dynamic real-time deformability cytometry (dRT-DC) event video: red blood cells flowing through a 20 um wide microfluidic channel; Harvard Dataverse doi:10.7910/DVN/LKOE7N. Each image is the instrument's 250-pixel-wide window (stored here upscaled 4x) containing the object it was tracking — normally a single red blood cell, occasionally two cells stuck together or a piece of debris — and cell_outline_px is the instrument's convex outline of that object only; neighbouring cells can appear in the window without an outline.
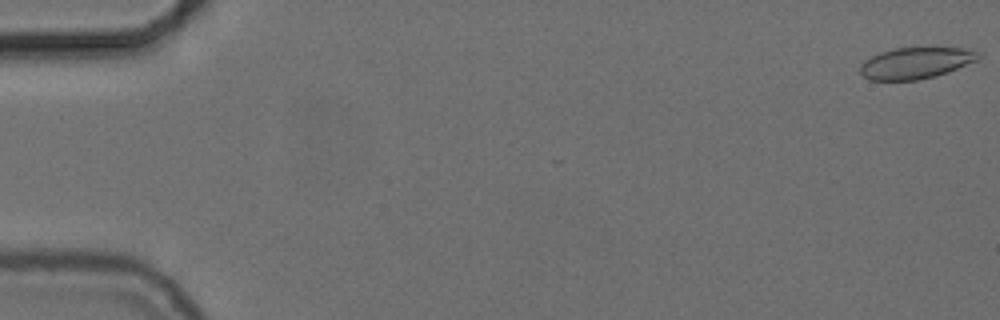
{"species": "common noctule bat (a hibernating species)", "species_latin": "Nyctalus noctula", "temperature_condition": "cold", "stored_images_in_passage": 56, "camera_frame_rate_fps": 3000, "um_per_image_px": 0.085, "animal": {"sex": "female", "body_mass_g": 24.6, "forearm_length_mm": 56.2}, "frame": {"image": 1, "passage_image": 1, "time_ms": 0.0, "image_size_px": [1000, 320], "cell_outline_px": [[980, 56], [976, 60], [936, 76], [916, 80], [868, 80], [860, 72], [860, 64], [864, 60], [880, 52], [892, 48], [972, 48], [980, 52]], "centroid_in_image_um": [77.81, 5.35], "position_along_channel_um": 7.2, "area_um2": 21.5}}
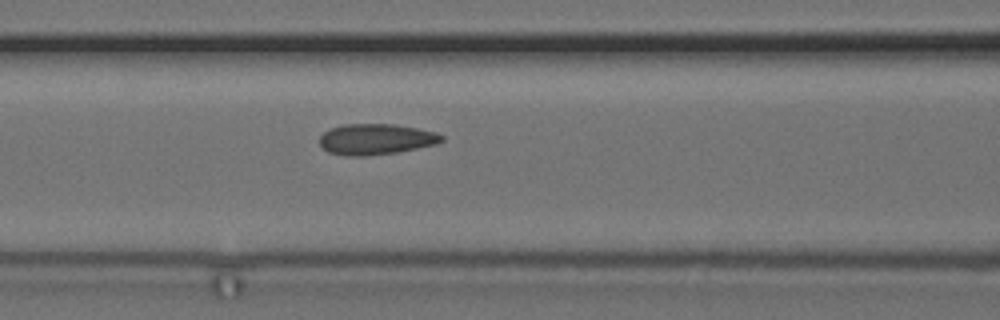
{"frame": {"image": 2, "passage_image": 24, "time_ms": 7.667, "image_size_px": [1000, 320], "cell_outline_px": [[444, 140], [436, 144], [400, 152], [364, 156], [348, 156], [328, 152], [320, 144], [320, 136], [324, 132], [332, 128], [344, 124], [392, 124], [416, 128], [436, 132], [444, 136]], "centroid_in_image_um": [31.97, 11.84], "position_along_channel_um": 134.6, "area_um2": 21.91}}
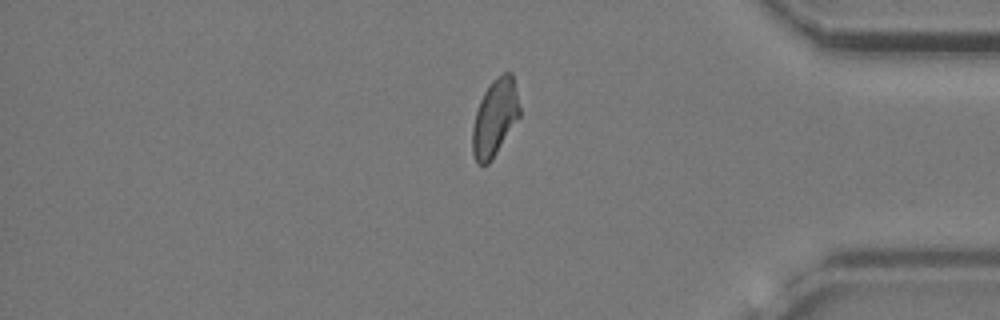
{"frame": {"image": 3, "passage_image": 47, "time_ms": 15.333, "image_size_px": [1000, 320], "cell_outline_px": [[520, 116], [492, 160], [488, 164], [476, 164], [472, 152], [472, 128], [476, 112], [480, 100], [484, 92], [492, 80], [496, 76], [504, 72], [512, 72], [520, 108]], "centroid_in_image_um": [42.06, 10.01], "position_along_channel_um": 393.1, "area_um2": 21.21}, "authors_computed_cell_mechanics": {"area_um2": 21.7039, "velocity_mm_per_s": 3.7006, "shape_relaxation_time_tau1_ms": null, "shape_relaxation_time_tau2_ms": 1.6006, "deformation_change_tau1": null, "deformation_change_tau2": 0.0564}}